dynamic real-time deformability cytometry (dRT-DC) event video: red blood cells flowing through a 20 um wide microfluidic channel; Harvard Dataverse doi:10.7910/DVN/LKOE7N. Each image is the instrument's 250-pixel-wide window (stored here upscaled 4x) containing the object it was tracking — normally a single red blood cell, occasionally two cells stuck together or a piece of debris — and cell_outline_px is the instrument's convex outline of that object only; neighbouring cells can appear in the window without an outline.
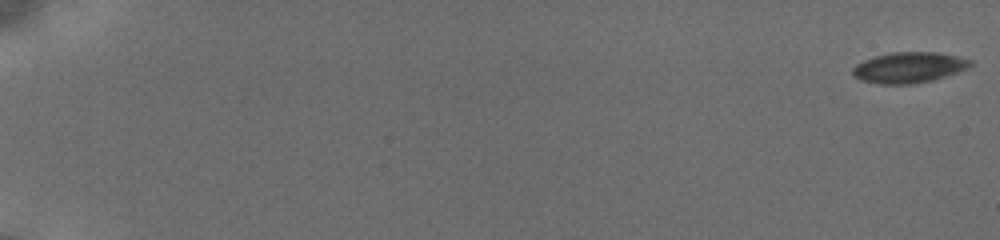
{"species": "common noctule bat (a hibernating species)", "species_latin": "Nyctalus noctula", "temperature_condition": "cold", "stored_images_in_passage": 83, "camera_frame_rate_fps": 3000, "um_per_image_px": 0.085, "animal": {"sex": "female", "body_mass_g": 19.5, "forearm_length_mm": 54.1}, "frame": {"image": 1, "passage_image": 1, "time_ms": 0.0, "image_size_px": [1000, 240], "cell_outline_px": [[972, 64], [968, 68], [932, 80], [912, 84], [880, 84], [864, 80], [856, 76], [852, 72], [852, 68], [856, 64], [864, 60], [876, 56], [892, 52], [936, 52], [956, 56], [972, 60]], "centroid_in_image_um": [77.27, 5.73], "position_along_channel_um": 7.7, "area_um2": 20.75}}
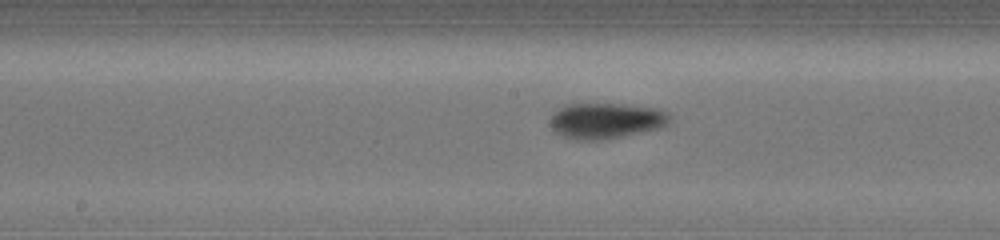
{"frame": {"image": 2, "passage_image": 47, "time_ms": 10.333, "image_size_px": [1000, 240], "cell_outline_px": [[668, 120], [664, 124], [656, 128], [620, 136], [596, 140], [576, 140], [564, 136], [556, 132], [548, 124], [552, 116], [560, 108], [568, 104], [624, 104], [656, 108], [668, 112]], "centroid_in_image_um": [51.44, 10.24], "position_along_channel_um": 196.8, "area_um2": 24.22}}
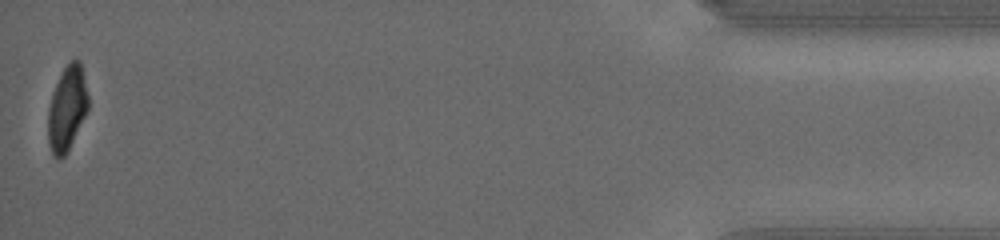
{"frame": {"image": 3, "passage_image": 83, "time_ms": 18.333, "image_size_px": [1000, 240], "cell_outline_px": [[88, 108], [68, 152], [64, 156], [52, 156], [48, 140], [48, 108], [52, 92], [64, 68], [72, 60], [80, 60], [88, 96]], "centroid_in_image_um": [5.69, 9.23], "position_along_channel_um": 429.5, "area_um2": 19.54}, "authors_computed_cell_mechanics": {"area_um2": 22.3686, "velocity_mm_per_s": 3.83, "shape_relaxation_time_tau1_ms": 3.0269, "shape_relaxation_time_tau2_ms": 1.4447, "deformation_change_tau1": 0.1037, "deformation_change_tau2": 0.0444}}